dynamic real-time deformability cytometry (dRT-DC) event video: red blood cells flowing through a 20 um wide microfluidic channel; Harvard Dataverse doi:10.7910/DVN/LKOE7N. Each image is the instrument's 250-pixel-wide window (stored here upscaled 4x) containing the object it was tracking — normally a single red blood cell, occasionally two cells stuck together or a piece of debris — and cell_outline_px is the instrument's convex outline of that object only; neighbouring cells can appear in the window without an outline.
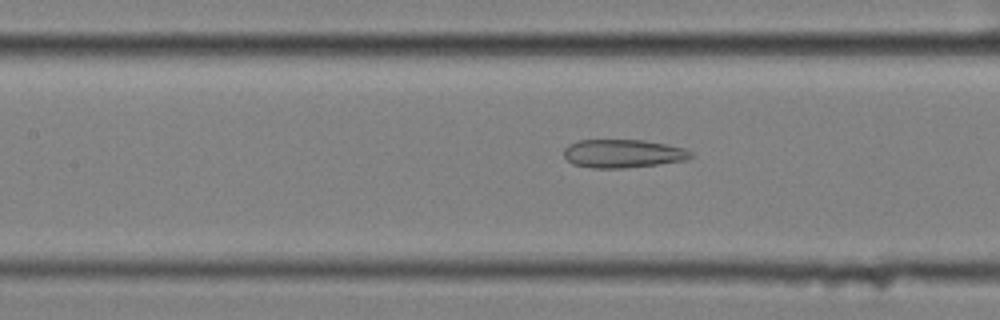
{"species": "common noctule bat (a hibernating species)", "species_latin": "Nyctalus noctula", "temperature_condition": "cold", "stored_images_in_passage": 57, "camera_frame_rate_fps": 3000, "um_per_image_px": 0.085, "animal": {"sex": "female", "body_mass_g": 25.1}, "frame": {"image": 1, "passage_image": 26, "time_ms": 8.333, "image_size_px": [1000, 320], "cell_outline_px": [[692, 156], [684, 160], [656, 164], [624, 168], [592, 168], [572, 164], [564, 156], [564, 148], [568, 144], [580, 140], [644, 140], [684, 148], [692, 152]], "centroid_in_image_um": [52.9, 13.05], "position_along_channel_um": 154.5, "area_um2": 20.81}}
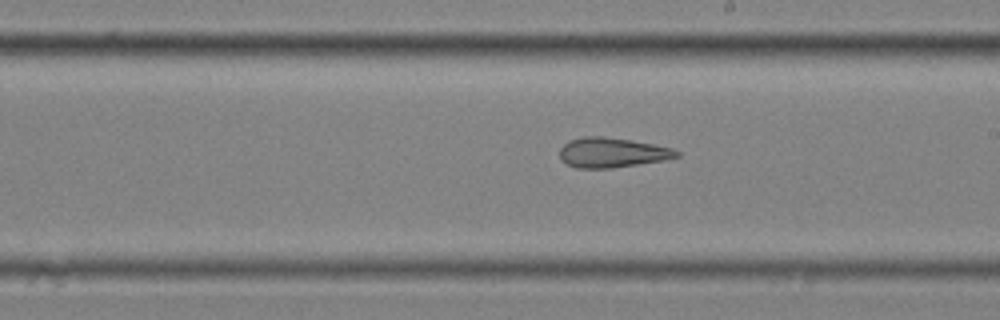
{"frame": {"image": 2, "passage_image": 33, "time_ms": 10.667, "image_size_px": [1000, 320], "cell_outline_px": [[680, 156], [664, 160], [612, 168], [576, 168], [560, 160], [560, 148], [568, 140], [584, 136], [604, 136], [632, 140], [672, 148], [680, 152]], "centroid_in_image_um": [52.01, 12.96], "position_along_channel_um": 237.0, "area_um2": 20.4}}
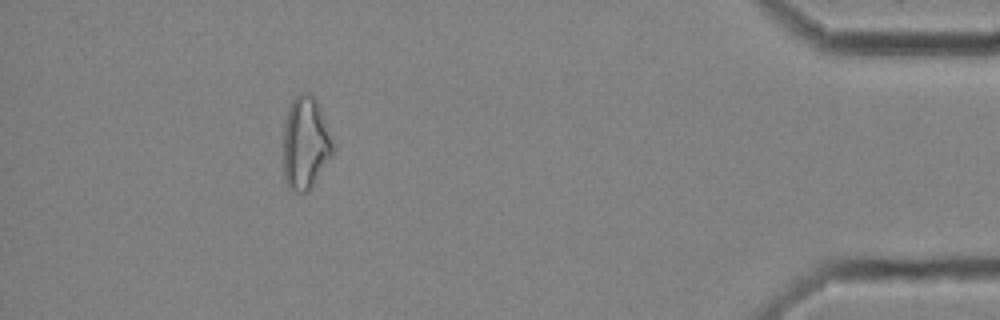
{"frame": {"image": 3, "passage_image": 52, "time_ms": 17.0, "image_size_px": [1000, 320], "cell_outline_px": [[332, 156], [308, 192], [296, 192], [288, 188], [284, 180], [284, 124], [288, 108], [292, 100], [300, 92], [308, 92], [316, 96], [332, 144]], "centroid_in_image_um": [25.93, 12.16], "position_along_channel_um": 409.3, "area_um2": 26.59}, "authors_computed_cell_mechanics": {"area_um2": 25.721, "velocity_mm_per_s": 3.5414, "shape_relaxation_time_tau1_ms": null, "shape_relaxation_time_tau2_ms": 4.967, "deformation_change_tau1": null, "deformation_change_tau2": 0.169}}